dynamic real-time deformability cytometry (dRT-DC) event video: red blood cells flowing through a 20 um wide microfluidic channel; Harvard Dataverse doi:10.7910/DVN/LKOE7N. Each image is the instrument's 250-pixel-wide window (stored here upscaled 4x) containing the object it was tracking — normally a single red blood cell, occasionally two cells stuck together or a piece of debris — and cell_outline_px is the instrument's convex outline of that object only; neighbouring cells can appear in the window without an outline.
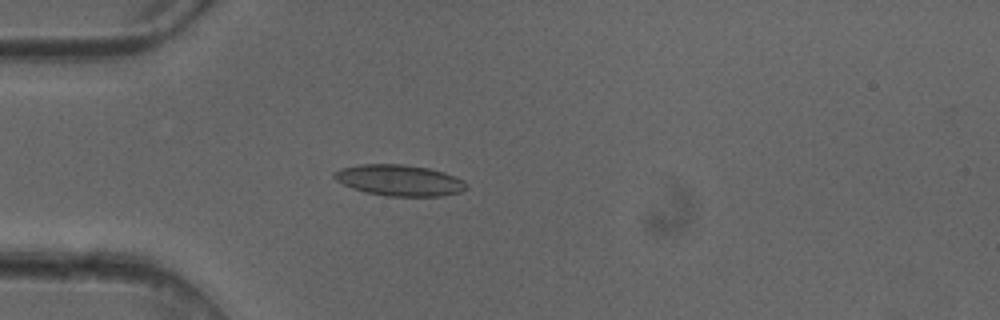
{"species": "common noctule bat (a hibernating species)", "species_latin": "Nyctalus noctula", "temperature_condition": "cold", "stored_images_in_passage": 2, "camera_frame_rate_fps": 3000, "um_per_image_px": 0.085, "animal": {"sex": "female"}, "frame": {"image": 1, "passage_image": 2, "time_ms": 0.333, "image_size_px": [1000, 320], "cell_outline_px": [[468, 188], [460, 192], [444, 196], [384, 196], [364, 192], [352, 188], [336, 180], [332, 176], [332, 172], [340, 168], [360, 164], [404, 164], [428, 168], [444, 172], [456, 176], [464, 180], [468, 184]], "centroid_in_image_um": [33.96, 15.32], "position_along_channel_um": 51.0, "area_um2": 24.28}}